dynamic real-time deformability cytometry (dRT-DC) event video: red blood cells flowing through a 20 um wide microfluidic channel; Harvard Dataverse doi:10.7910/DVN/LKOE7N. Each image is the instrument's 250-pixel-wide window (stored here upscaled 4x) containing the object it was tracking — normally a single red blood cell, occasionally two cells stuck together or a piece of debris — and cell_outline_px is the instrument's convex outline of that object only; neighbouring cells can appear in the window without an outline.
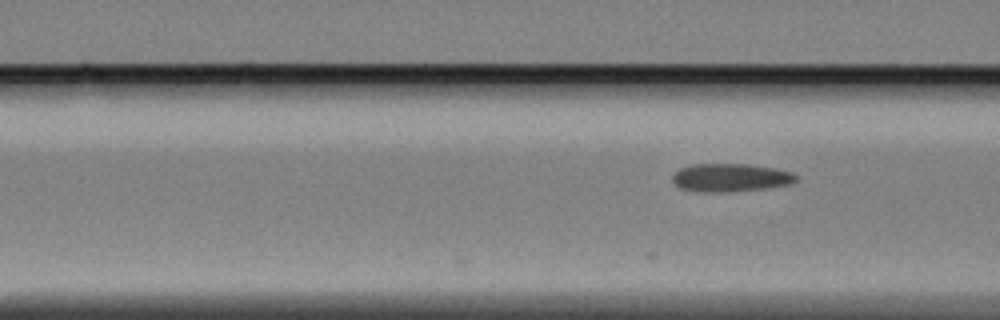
{"species": "Egyptian fruit bat (a non-hibernating species)", "species_latin": "Rousettus aegyptiacus", "temperature_condition": "cold", "stored_images_in_passage": 6, "camera_frame_rate_fps": 3000, "um_per_image_px": 0.085, "animal": {"sex": "female"}, "frame": {"image": 1, "passage_image": 6, "time_ms": 1.667, "image_size_px": [1000, 320], "cell_outline_px": [[800, 180], [792, 184], [768, 188], [732, 192], [700, 192], [680, 188], [672, 180], [672, 176], [680, 168], [692, 164], [748, 164], [776, 168], [792, 172], [800, 176]], "centroid_in_image_um": [62.17, 15.1], "position_along_channel_um": 104.4, "area_um2": 20.69}}